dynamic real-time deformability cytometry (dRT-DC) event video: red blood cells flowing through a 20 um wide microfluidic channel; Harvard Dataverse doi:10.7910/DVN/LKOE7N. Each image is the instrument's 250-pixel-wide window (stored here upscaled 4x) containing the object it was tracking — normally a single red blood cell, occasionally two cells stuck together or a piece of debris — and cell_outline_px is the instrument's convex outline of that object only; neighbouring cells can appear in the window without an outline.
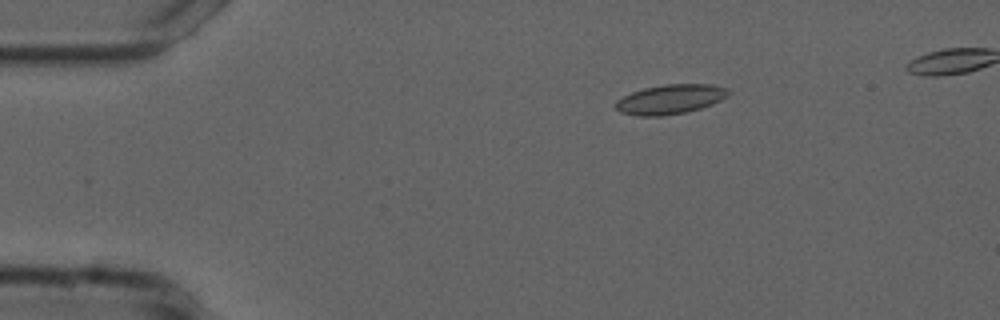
{"species": "common noctule bat (a hibernating species)", "species_latin": "Nyctalus noctula", "temperature_condition": "cold", "stored_images_in_passage": 43, "camera_frame_rate_fps": 3000, "um_per_image_px": 0.085, "animal": {"sex": "male", "forearm_length_mm": 52.5}, "frame": {"image": 1, "passage_image": 1, "time_ms": 0.0, "image_size_px": [1000, 320], "cell_outline_px": [[732, 92], [728, 96], [712, 104], [700, 108], [684, 112], [660, 116], [640, 116], [620, 112], [616, 108], [616, 100], [632, 92], [644, 88], [664, 84], [712, 84], [728, 88]], "centroid_in_image_um": [57.0, 8.42], "position_along_channel_um": 28.0, "area_um2": 19.36}}
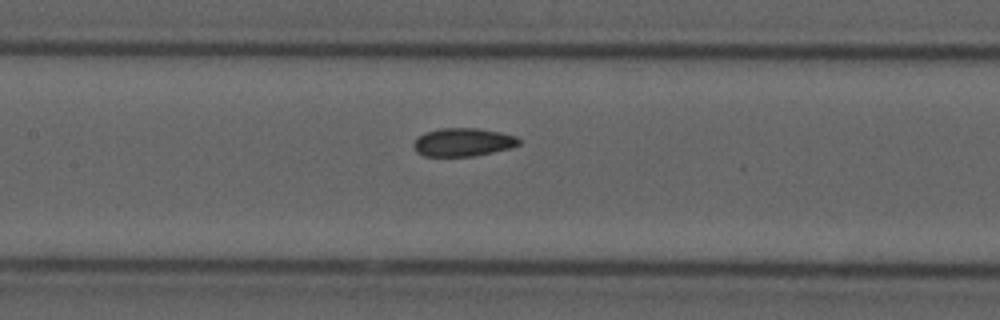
{"frame": {"image": 2, "passage_image": 17, "time_ms": 5.333, "image_size_px": [1000, 320], "cell_outline_px": [[520, 144], [508, 148], [492, 152], [472, 156], [424, 156], [416, 152], [412, 144], [424, 132], [440, 128], [476, 128], [500, 132], [516, 136], [520, 140]], "centroid_in_image_um": [39.33, 12.08], "position_along_channel_um": 168.1, "area_um2": 17.22}}
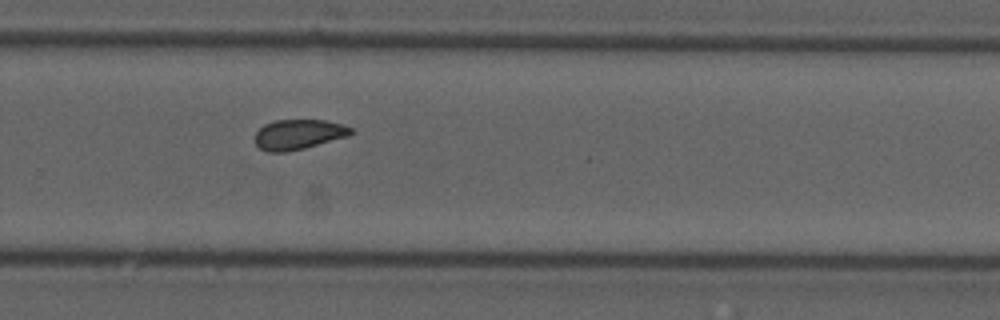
{"frame": {"image": 3, "passage_image": 28, "time_ms": 9.0, "image_size_px": [1000, 320], "cell_outline_px": [[356, 132], [348, 136], [304, 148], [284, 152], [268, 152], [260, 148], [256, 144], [256, 132], [264, 124], [276, 120], [324, 120], [340, 124], [352, 128]], "centroid_in_image_um": [25.38, 11.42], "position_along_channel_um": 304.4, "area_um2": 16.65}}